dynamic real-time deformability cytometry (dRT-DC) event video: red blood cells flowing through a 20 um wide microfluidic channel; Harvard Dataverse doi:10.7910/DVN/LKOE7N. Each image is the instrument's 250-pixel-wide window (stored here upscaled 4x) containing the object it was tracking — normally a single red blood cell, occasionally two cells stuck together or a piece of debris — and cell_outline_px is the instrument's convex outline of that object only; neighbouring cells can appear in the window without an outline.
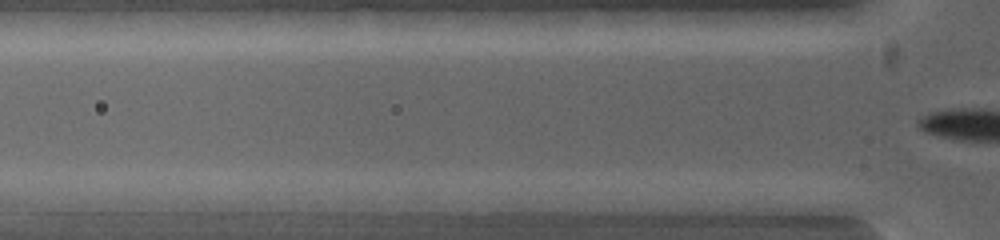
{"species": "common noctule bat (a hibernating species)", "species_latin": "Nyctalus noctula", "temperature_condition": "warm", "stored_images_in_passage": 3, "camera_frame_rate_fps": 5000, "um_per_image_px": 0.085, "animal": {"sex": "female", "body_mass_g": 19.0, "forearm_length_mm": 53.3}, "frame": {"image": 1, "passage_image": 3, "time_ms": 1.8, "image_size_px": [1000, 240], "cell_outline_px": [[788, 216], [772, 216], [692, 208], [680, 200], [704, 192], [784, 200]], "centroid_in_image_um": [62.67, 17.35], "position_along_channel_um": 63.1, "area_um2": 11.91}}